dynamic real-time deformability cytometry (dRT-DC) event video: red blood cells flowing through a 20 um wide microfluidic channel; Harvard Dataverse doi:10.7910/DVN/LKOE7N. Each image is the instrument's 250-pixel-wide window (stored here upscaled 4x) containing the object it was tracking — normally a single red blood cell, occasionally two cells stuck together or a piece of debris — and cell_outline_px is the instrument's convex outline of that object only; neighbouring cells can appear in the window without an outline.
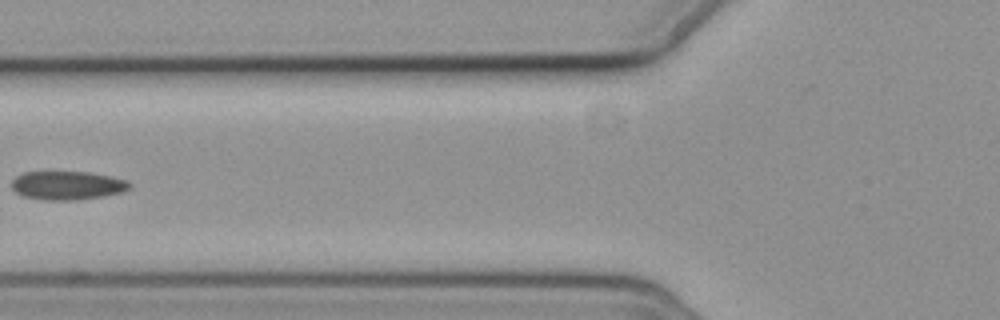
{"species": "common noctule bat (a hibernating species)", "species_latin": "Nyctalus noctula", "temperature_condition": "cold", "stored_images_in_passage": 6, "camera_frame_rate_fps": 3000, "um_per_image_px": 0.085, "animal": {"sex": "female", "body_mass_g": 19.3, "forearm_length_mm": 54.1}, "frame": {"image": 1, "passage_image": 5, "time_ms": 5.667, "image_size_px": [1000, 320], "cell_outline_px": [[132, 188], [124, 192], [104, 196], [72, 200], [44, 200], [24, 196], [16, 192], [12, 188], [12, 180], [16, 176], [24, 172], [88, 172], [128, 180], [132, 184]], "centroid_in_image_um": [5.76, 15.76], "position_along_channel_um": 120.0, "area_um2": 19.71}}
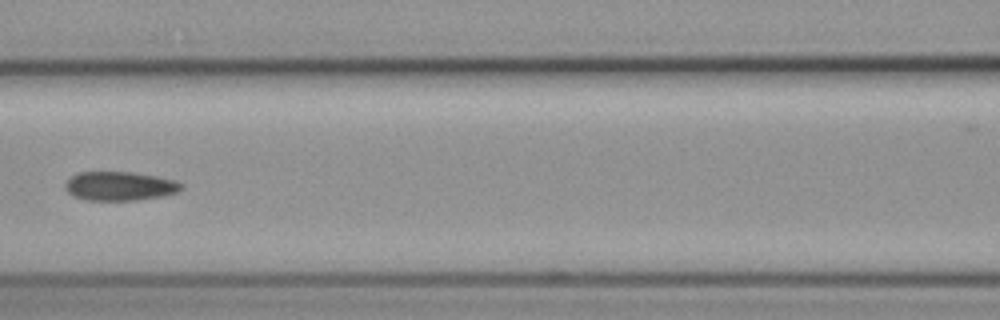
{"frame": {"image": 2, "passage_image": 6, "time_ms": 6.667, "image_size_px": [1000, 320], "cell_outline_px": [[180, 188], [176, 192], [164, 196], [136, 200], [84, 200], [72, 196], [64, 188], [64, 184], [72, 176], [80, 172], [132, 172], [156, 176], [172, 180], [180, 184]], "centroid_in_image_um": [10.1, 15.82], "position_along_channel_um": 156.5, "area_um2": 19.42}}